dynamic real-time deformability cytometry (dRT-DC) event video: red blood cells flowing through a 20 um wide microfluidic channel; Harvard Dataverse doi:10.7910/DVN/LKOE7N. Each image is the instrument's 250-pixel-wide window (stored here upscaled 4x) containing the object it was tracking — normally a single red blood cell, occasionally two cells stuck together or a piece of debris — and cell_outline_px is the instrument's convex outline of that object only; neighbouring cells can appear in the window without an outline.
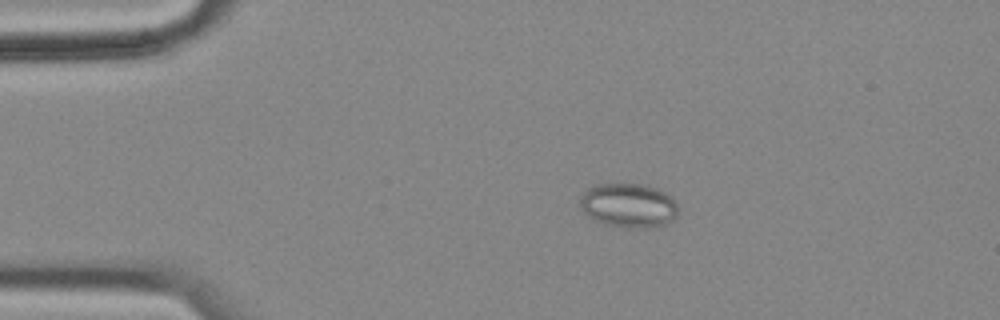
{"species": "common noctule bat (a hibernating species)", "species_latin": "Nyctalus noctula", "temperature_condition": "cold", "stored_images_in_passage": 48, "camera_frame_rate_fps": 3000, "um_per_image_px": 0.085, "animal": {"sex": "female", "body_mass_g": 18.4}, "frame": {"image": 1, "passage_image": 2, "time_ms": 0.333, "image_size_px": [1000, 320], "cell_outline_px": [[676, 216], [668, 224], [660, 228], [628, 228], [604, 224], [588, 216], [580, 208], [580, 196], [588, 188], [596, 184], [648, 184], [672, 196], [676, 204]], "centroid_in_image_um": [53.44, 17.47], "position_along_channel_um": 31.6, "area_um2": 25.66}}
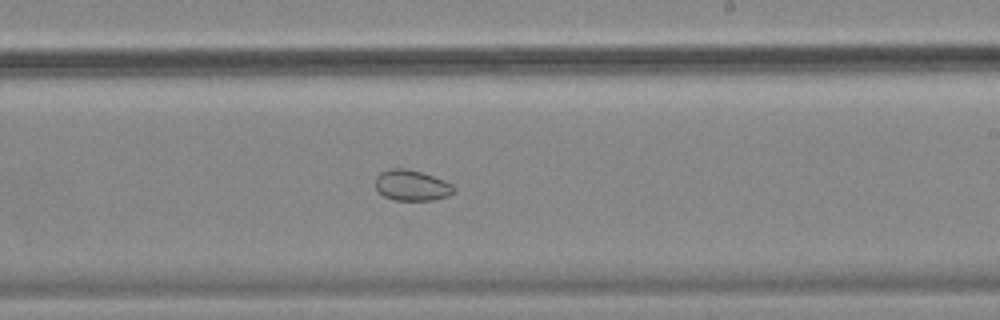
{"frame": {"image": 2, "passage_image": 25, "time_ms": 8.0, "image_size_px": [1000, 320], "cell_outline_px": [[456, 192], [448, 196], [432, 200], [392, 200], [384, 196], [376, 188], [376, 176], [380, 172], [388, 168], [404, 168], [420, 172], [444, 180], [452, 184], [456, 188]], "centroid_in_image_um": [35.01, 15.76], "position_along_channel_um": 254.0, "area_um2": 14.1}}
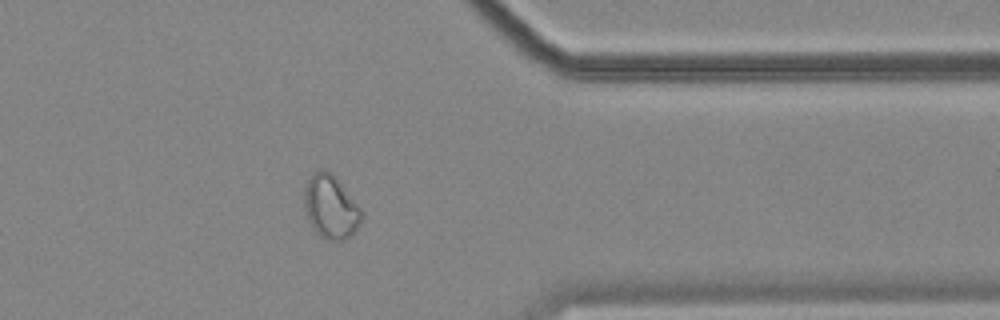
{"frame": {"image": 3, "passage_image": 37, "time_ms": 12.0, "image_size_px": [1000, 320], "cell_outline_px": [[360, 224], [344, 240], [328, 240], [320, 236], [312, 228], [304, 216], [304, 192], [308, 180], [320, 168], [324, 168], [332, 172], [336, 176], [360, 208]], "centroid_in_image_um": [28.06, 17.57], "position_along_channel_um": 383.3, "area_um2": 21.1}, "authors_computed_cell_mechanics": {"area_um2": 19.363, "velocity_mm_per_s": 3.5067, "shape_relaxation_time_tau1_ms": null, "shape_relaxation_time_tau2_ms": 3.1096, "deformation_change_tau1": null, "deformation_change_tau2": 0.043}}